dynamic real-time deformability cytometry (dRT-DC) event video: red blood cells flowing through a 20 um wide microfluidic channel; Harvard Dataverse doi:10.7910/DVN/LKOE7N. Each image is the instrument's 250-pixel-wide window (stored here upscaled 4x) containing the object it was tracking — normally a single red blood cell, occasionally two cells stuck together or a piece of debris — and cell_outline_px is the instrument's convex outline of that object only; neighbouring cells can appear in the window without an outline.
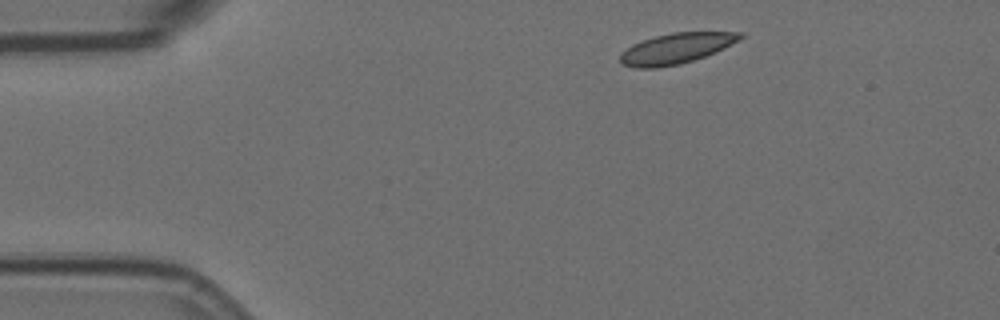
{"species": "Egyptian fruit bat (a non-hibernating species)", "species_latin": "Rousettus aegyptiacus", "temperature_condition": "room temperature", "stored_images_in_passage": 3, "camera_frame_rate_fps": 3000, "um_per_image_px": 0.085, "animal": {"sex": "female"}, "frame": {"image": 1, "passage_image": 1, "time_ms": 0.0, "image_size_px": [1000, 320], "cell_outline_px": [[744, 36], [740, 40], [724, 48], [704, 56], [680, 64], [656, 68], [636, 68], [620, 64], [620, 52], [632, 44], [656, 36], [672, 32], [744, 32]], "centroid_in_image_um": [57.45, 4.12], "position_along_channel_um": 27.5, "area_um2": 21.33}}